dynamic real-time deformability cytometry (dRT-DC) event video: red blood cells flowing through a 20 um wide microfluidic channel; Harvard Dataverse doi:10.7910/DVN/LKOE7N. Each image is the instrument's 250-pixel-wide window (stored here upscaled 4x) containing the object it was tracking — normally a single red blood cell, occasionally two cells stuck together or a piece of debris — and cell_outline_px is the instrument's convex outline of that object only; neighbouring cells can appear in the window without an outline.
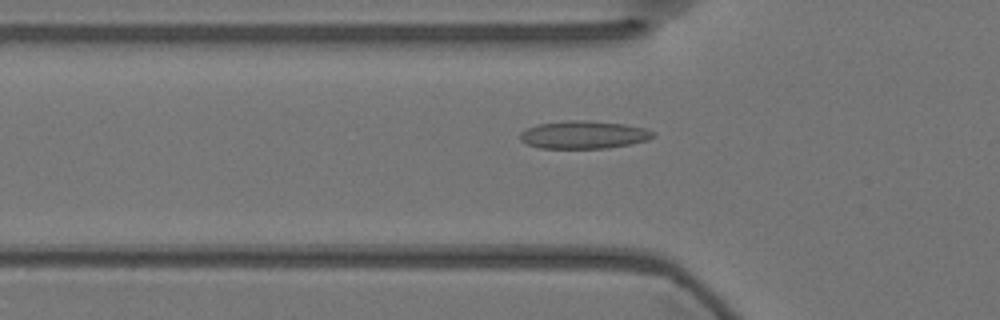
{"species": "Egyptian fruit bat (a non-hibernating species)", "species_latin": "Rousettus aegyptiacus", "temperature_condition": "warm", "stored_images_in_passage": 54, "camera_frame_rate_fps": 3000, "um_per_image_px": 0.085, "animal": {"sex": "female"}, "frame": {"image": 1, "passage_image": 19, "time_ms": 6.0, "image_size_px": [1000, 320], "cell_outline_px": [[656, 136], [648, 140], [632, 144], [608, 148], [540, 148], [528, 144], [520, 140], [520, 132], [536, 124], [564, 120], [588, 120], [624, 124], [644, 128], [656, 132]], "centroid_in_image_um": [49.64, 11.45], "position_along_channel_um": 76.2, "area_um2": 21.79}}
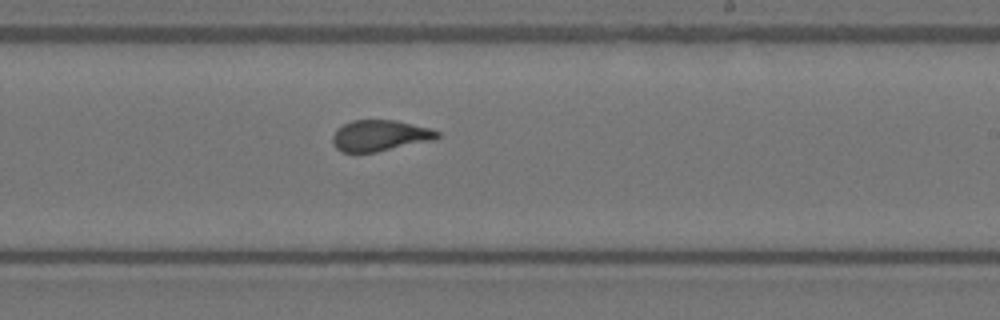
{"frame": {"image": 2, "passage_image": 34, "time_ms": 11.0, "image_size_px": [1000, 320], "cell_outline_px": [[440, 136], [436, 140], [376, 152], [340, 152], [332, 144], [332, 136], [336, 128], [352, 120], [396, 120], [428, 128], [440, 132]], "centroid_in_image_um": [32.28, 11.53], "position_along_channel_um": 256.7, "area_um2": 19.13}}
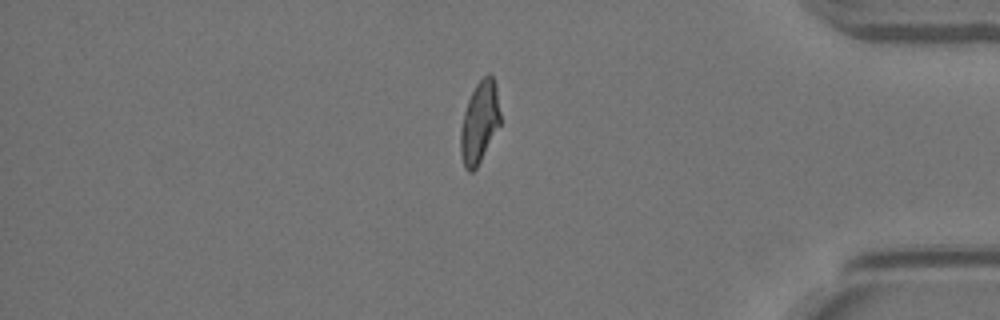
{"frame": {"image": 3, "passage_image": 48, "time_ms": 15.667, "image_size_px": [1000, 320], "cell_outline_px": [[500, 124], [476, 168], [472, 172], [468, 172], [464, 168], [460, 152], [460, 128], [464, 112], [468, 100], [476, 84], [488, 72], [492, 76], [496, 84], [500, 112]], "centroid_in_image_um": [40.74, 10.39], "position_along_channel_um": 394.5, "area_um2": 18.84}}